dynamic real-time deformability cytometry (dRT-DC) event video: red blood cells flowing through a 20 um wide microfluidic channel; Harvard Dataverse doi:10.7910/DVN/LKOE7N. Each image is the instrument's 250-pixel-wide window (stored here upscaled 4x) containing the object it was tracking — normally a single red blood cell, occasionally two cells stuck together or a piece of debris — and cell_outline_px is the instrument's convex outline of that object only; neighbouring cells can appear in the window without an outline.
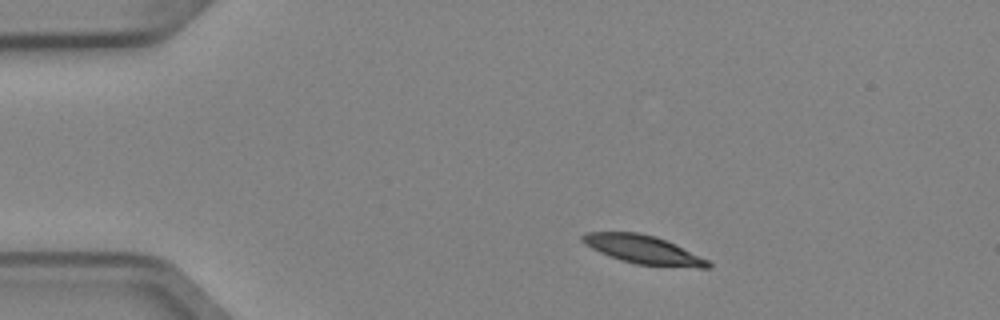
{"species": "Egyptian fruit bat (a non-hibernating species)", "species_latin": "Rousettus aegyptiacus", "temperature_condition": "cold", "stored_images_in_passage": 5, "camera_frame_rate_fps": 3000, "um_per_image_px": 0.085, "animal": {"sex": "female"}, "frame": {"image": 1, "passage_image": 1, "time_ms": 0.0, "image_size_px": [1000, 320], "cell_outline_px": [[712, 268], [700, 268], [636, 264], [620, 260], [600, 252], [584, 244], [580, 240], [580, 236], [588, 232], [640, 232], [656, 236], [708, 260], [712, 264]], "centroid_in_image_um": [54.65, 21.21], "position_along_channel_um": 30.4, "area_um2": 20.69}}
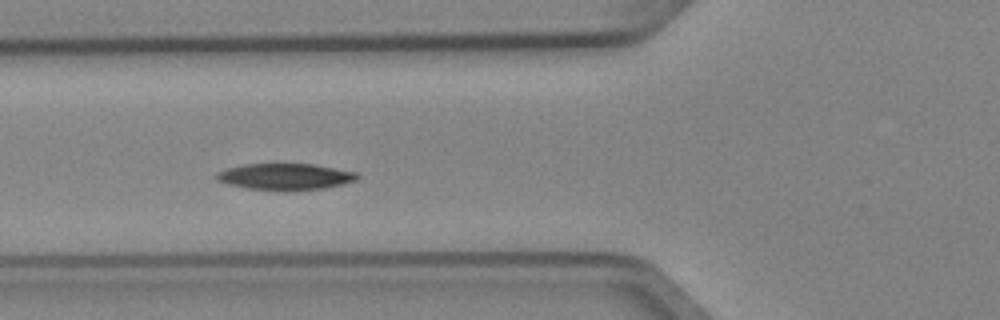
{"frame": {"image": 2, "passage_image": 4, "time_ms": 1.0, "image_size_px": [1000, 320], "cell_outline_px": [[360, 176], [356, 180], [344, 184], [324, 188], [284, 192], [248, 188], [228, 184], [216, 180], [216, 172], [228, 168], [244, 164], [312, 164], [356, 172]], "centroid_in_image_um": [24.24, 15.03], "position_along_channel_um": 101.6, "area_um2": 21.85}}
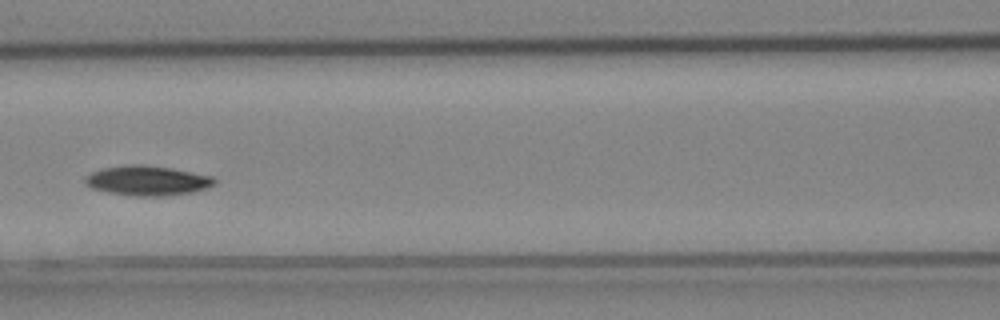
{"frame": {"image": 3, "passage_image": 5, "time_ms": 1.333, "image_size_px": [1000, 320], "cell_outline_px": [[216, 184], [192, 192], [164, 196], [136, 196], [108, 192], [92, 188], [84, 184], [84, 176], [100, 168], [128, 164], [140, 164], [172, 168], [212, 176], [216, 180]], "centroid_in_image_um": [12.48, 15.34], "position_along_channel_um": 154.1, "area_um2": 22.54}}